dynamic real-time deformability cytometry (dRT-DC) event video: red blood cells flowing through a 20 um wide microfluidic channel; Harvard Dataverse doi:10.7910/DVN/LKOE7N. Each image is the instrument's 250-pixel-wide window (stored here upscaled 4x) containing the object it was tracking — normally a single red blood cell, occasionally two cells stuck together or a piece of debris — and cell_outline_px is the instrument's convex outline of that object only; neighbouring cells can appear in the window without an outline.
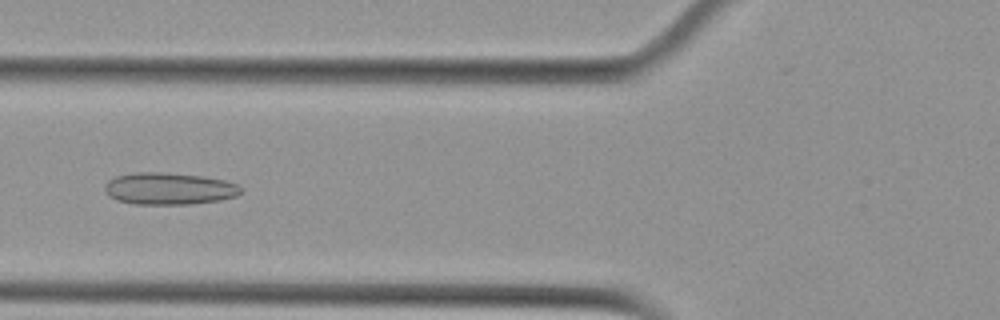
{"species": "Egyptian fruit bat (a non-hibernating species)", "species_latin": "Rousettus aegyptiacus", "temperature_condition": "cold", "stored_images_in_passage": 52, "camera_frame_rate_fps": 3000, "um_per_image_px": 0.085, "animal": {"sex": "female"}, "frame": {"image": 1, "passage_image": 18, "time_ms": 5.667, "image_size_px": [1000, 320], "cell_outline_px": [[244, 188], [236, 196], [220, 200], [188, 204], [132, 204], [116, 200], [108, 196], [104, 192], [104, 184], [108, 180], [116, 176], [136, 172], [160, 172], [204, 176], [224, 180], [236, 184]], "centroid_in_image_um": [14.33, 16.03], "position_along_channel_um": 111.5, "area_um2": 25.55}}
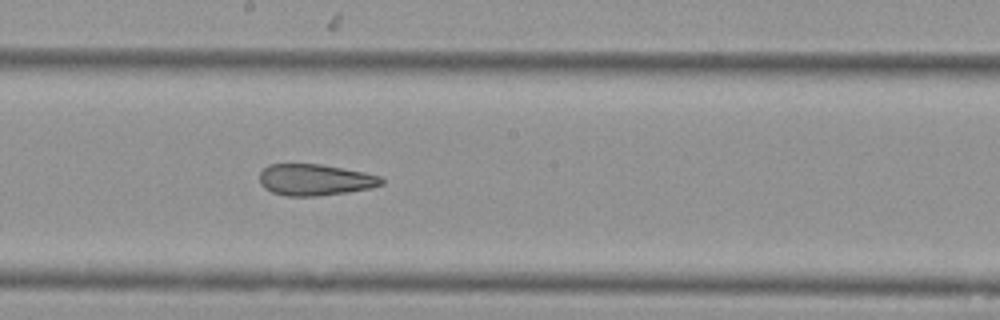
{"frame": {"image": 2, "passage_image": 27, "time_ms": 8.667, "image_size_px": [1000, 320], "cell_outline_px": [[384, 184], [372, 188], [348, 192], [316, 196], [284, 196], [272, 192], [264, 188], [260, 184], [260, 172], [268, 164], [320, 164], [364, 172], [380, 176], [384, 180]], "centroid_in_image_um": [26.78, 15.29], "position_along_channel_um": 221.4, "area_um2": 22.43}}
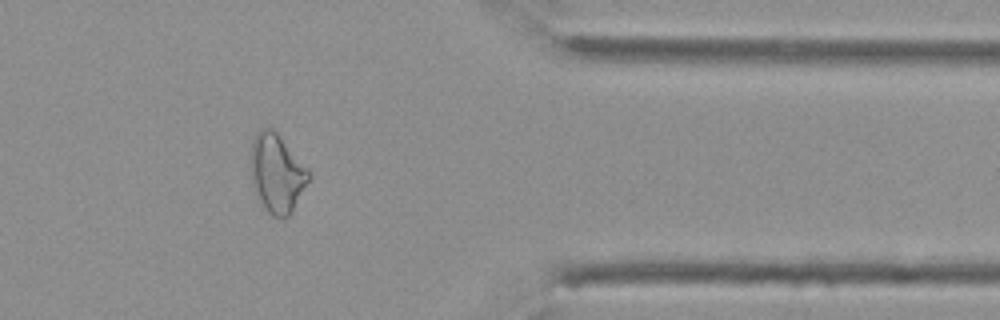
{"frame": {"image": 3, "passage_image": 42, "time_ms": 13.667, "image_size_px": [1000, 320], "cell_outline_px": [[308, 180], [288, 216], [284, 220], [272, 216], [264, 208], [256, 192], [252, 176], [252, 140], [256, 132], [260, 128], [272, 128], [280, 136], [308, 168]], "centroid_in_image_um": [23.52, 14.71], "position_along_channel_um": 387.9, "area_um2": 25.78}, "authors_computed_cell_mechanics": {"area_um2": 25.8366, "velocity_mm_per_s": 3.6729, "shape_relaxation_time_tau1_ms": null, "shape_relaxation_time_tau2_ms": 3.1857, "deformation_change_tau1": null, "deformation_change_tau2": 0.1242}}